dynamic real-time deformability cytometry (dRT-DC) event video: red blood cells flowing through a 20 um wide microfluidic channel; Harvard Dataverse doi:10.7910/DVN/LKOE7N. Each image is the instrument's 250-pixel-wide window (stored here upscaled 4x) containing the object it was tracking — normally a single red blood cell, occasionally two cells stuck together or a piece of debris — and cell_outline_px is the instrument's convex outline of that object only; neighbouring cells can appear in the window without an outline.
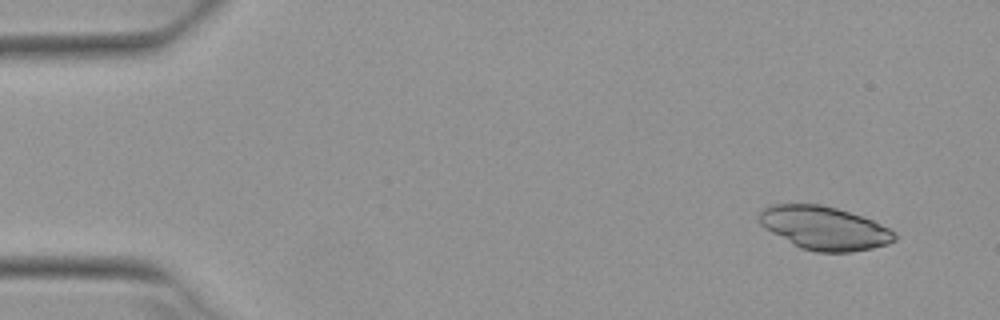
{"species": "Egyptian fruit bat (a non-hibernating species)", "species_latin": "Rousettus aegyptiacus", "temperature_condition": "warm", "stored_images_in_passage": 3, "camera_frame_rate_fps": 3000, "um_per_image_px": 0.085, "animal": {"sex": "female"}, "frame": {"image": 1, "passage_image": 1, "time_ms": 0.0, "image_size_px": [1000, 320], "cell_outline_px": [[896, 240], [888, 244], [872, 248], [852, 252], [816, 252], [800, 248], [792, 244], [764, 228], [760, 224], [760, 212], [768, 204], [820, 204], [836, 208], [872, 220], [896, 232]], "centroid_in_image_um": [70.06, 19.39], "position_along_channel_um": 14.9, "area_um2": 34.16}}